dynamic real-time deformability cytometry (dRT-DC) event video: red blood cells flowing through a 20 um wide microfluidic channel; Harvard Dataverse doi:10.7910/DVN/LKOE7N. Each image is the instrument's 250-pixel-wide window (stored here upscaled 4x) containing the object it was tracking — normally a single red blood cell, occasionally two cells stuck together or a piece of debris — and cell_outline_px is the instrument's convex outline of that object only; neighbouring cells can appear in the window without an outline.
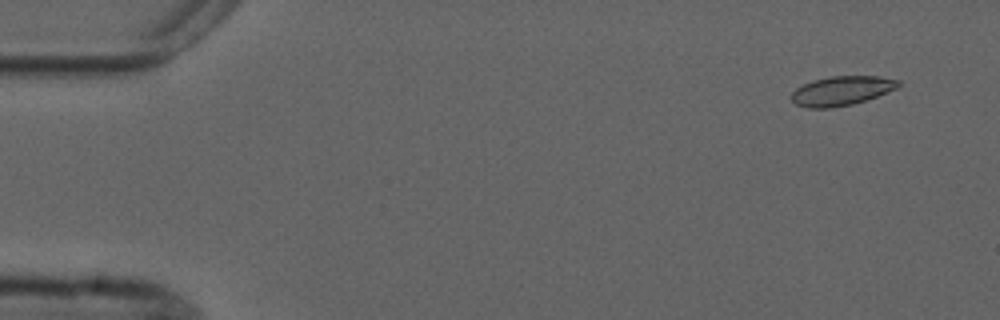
{"species": "common noctule bat (a hibernating species)", "species_latin": "Nyctalus noctula", "temperature_condition": "cold", "stored_images_in_passage": 4, "camera_frame_rate_fps": 3000, "um_per_image_px": 0.085, "animal": {"sex": "male", "forearm_length_mm": 52.5}, "frame": {"image": 1, "passage_image": 1, "time_ms": 0.0, "image_size_px": [1000, 320], "cell_outline_px": [[900, 84], [896, 88], [876, 96], [852, 104], [832, 108], [808, 108], [796, 104], [792, 100], [792, 92], [796, 88], [812, 80], [828, 76], [876, 76], [900, 80]], "centroid_in_image_um": [71.51, 7.71], "position_along_channel_um": 13.5, "area_um2": 18.09}}